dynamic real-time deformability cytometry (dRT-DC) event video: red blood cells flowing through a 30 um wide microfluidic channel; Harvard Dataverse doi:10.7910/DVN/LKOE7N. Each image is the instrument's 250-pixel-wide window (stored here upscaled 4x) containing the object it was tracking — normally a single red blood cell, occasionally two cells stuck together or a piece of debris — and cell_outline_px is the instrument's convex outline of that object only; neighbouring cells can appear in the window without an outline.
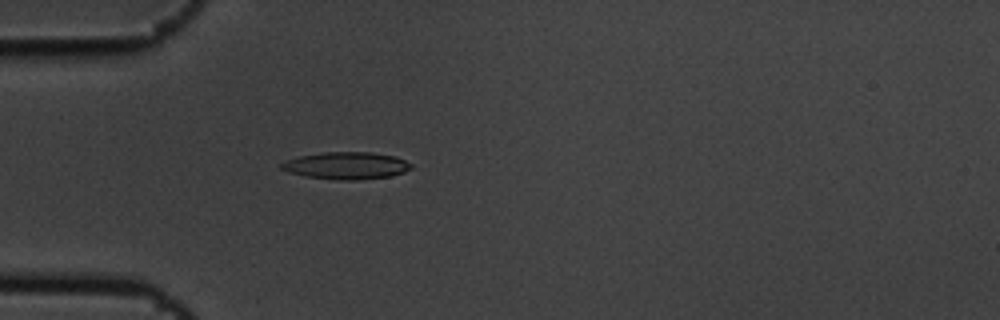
{"species": "common noctule bat (a hibernating species)", "species_latin": "Nyctalus noctula", "temperature_condition": "cold", "stored_images_in_passage": 5, "camera_frame_rate_fps": 3000, "um_per_image_px": 0.085, "animal": {"sex": "male", "body_mass_g": 19.5, "forearm_length_mm": 54.6}, "frame": {"image": 1, "passage_image": 5, "time_ms": 1.333, "image_size_px": [1000, 320], "cell_outline_px": [[412, 168], [404, 172], [392, 176], [356, 180], [336, 180], [304, 176], [288, 172], [280, 168], [280, 164], [288, 160], [300, 156], [324, 152], [372, 152], [396, 156], [412, 164]], "centroid_in_image_um": [29.46, 14.08], "position_along_channel_um": 55.5, "area_um2": 20.63}}